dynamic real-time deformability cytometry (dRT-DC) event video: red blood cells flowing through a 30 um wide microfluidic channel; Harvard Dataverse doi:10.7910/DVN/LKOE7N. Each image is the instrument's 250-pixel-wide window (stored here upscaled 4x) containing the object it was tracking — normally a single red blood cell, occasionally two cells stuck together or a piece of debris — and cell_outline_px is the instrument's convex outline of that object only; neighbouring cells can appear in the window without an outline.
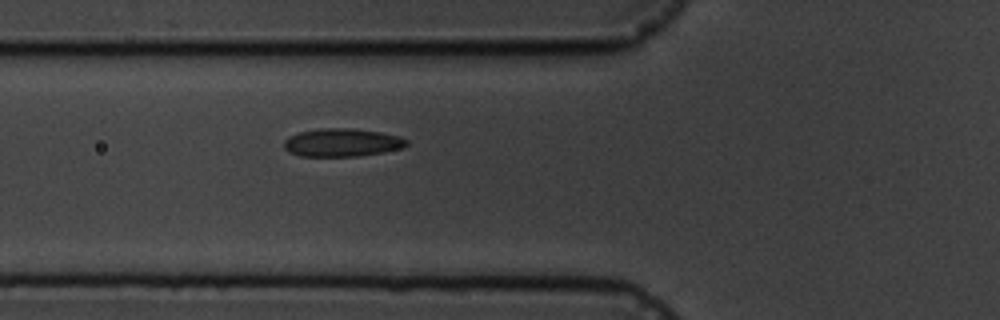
{"species": "common noctule bat (a hibernating species)", "species_latin": "Nyctalus noctula", "temperature_condition": "cold", "stored_images_in_passage": 7, "segment_of_instrument_passage": [1, 2], "camera_frame_rate_fps": 3000, "um_per_image_px": 0.085, "animal": {"sex": "male", "body_mass_g": 19.5, "forearm_length_mm": 54.6}, "frame": {"image": 1, "passage_image": 6, "time_ms": 6.333, "image_size_px": [1000, 320], "cell_outline_px": [[408, 144], [404, 148], [384, 152], [360, 156], [300, 156], [288, 152], [284, 148], [284, 140], [288, 136], [300, 132], [320, 128], [352, 128], [380, 132], [400, 136], [408, 140]], "centroid_in_image_um": [29.09, 12.12], "position_along_channel_um": 96.7, "area_um2": 20.29}}